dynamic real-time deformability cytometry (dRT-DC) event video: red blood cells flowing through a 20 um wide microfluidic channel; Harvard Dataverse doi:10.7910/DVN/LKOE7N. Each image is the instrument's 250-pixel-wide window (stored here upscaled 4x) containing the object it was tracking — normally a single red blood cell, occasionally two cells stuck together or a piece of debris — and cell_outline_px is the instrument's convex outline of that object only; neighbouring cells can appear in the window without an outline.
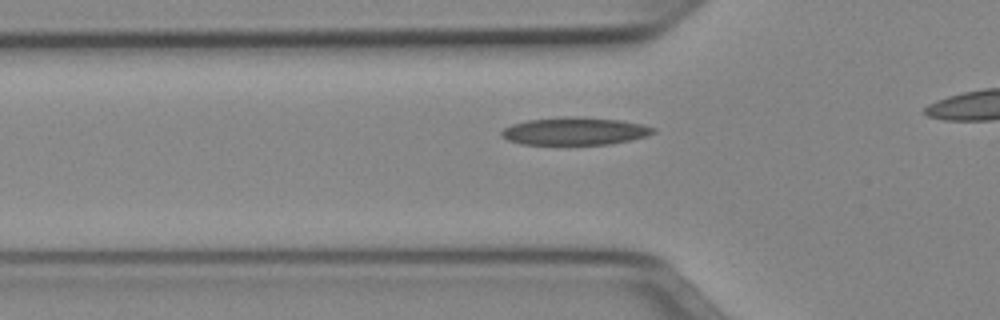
{"species": "Egyptian fruit bat (a non-hibernating species)", "species_latin": "Rousettus aegyptiacus", "temperature_condition": "cold", "stored_images_in_passage": 22, "camera_frame_rate_fps": 3000, "um_per_image_px": 0.085, "animal": {"sex": "female"}, "frame": {"image": 1, "passage_image": 4, "time_ms": 1.0, "image_size_px": [1000, 320], "cell_outline_px": [[656, 132], [648, 136], [612, 144], [520, 144], [508, 140], [500, 136], [500, 132], [504, 128], [512, 124], [528, 120], [564, 116], [580, 116], [620, 120], [644, 124], [656, 128]], "centroid_in_image_um": [48.89, 11.14], "position_along_channel_um": 76.9, "area_um2": 24.74}}
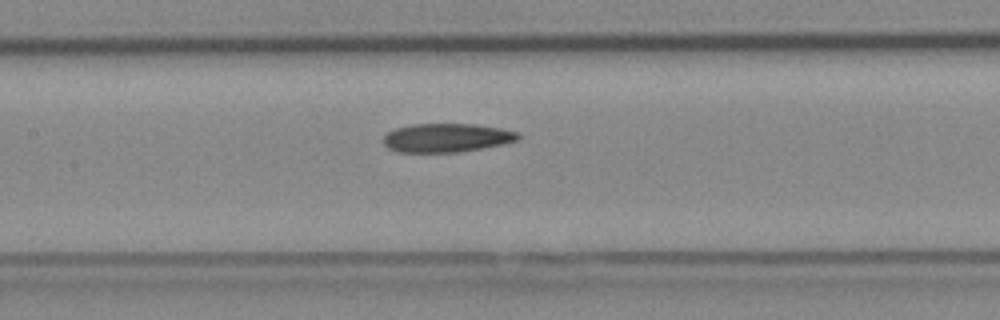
{"frame": {"image": 2, "passage_image": 11, "time_ms": 3.333, "image_size_px": [1000, 320], "cell_outline_px": [[520, 140], [504, 144], [460, 152], [396, 152], [388, 148], [384, 144], [384, 136], [388, 132], [396, 128], [412, 124], [476, 124], [500, 128], [516, 132], [520, 136]], "centroid_in_image_um": [37.97, 11.71], "position_along_channel_um": 169.4, "area_um2": 22.6}}
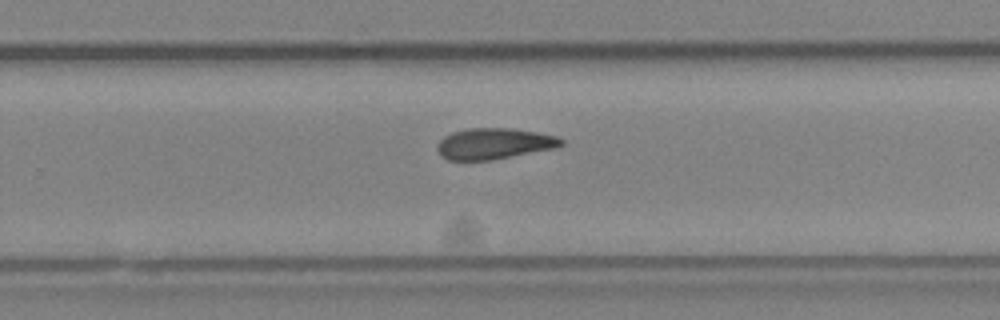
{"frame": {"image": 3, "passage_image": 20, "time_ms": 6.333, "image_size_px": [1000, 320], "cell_outline_px": [[564, 144], [556, 148], [492, 160], [448, 160], [440, 156], [436, 148], [436, 144], [444, 136], [452, 132], [468, 128], [508, 128], [536, 132], [556, 136], [564, 140]], "centroid_in_image_um": [41.97, 12.21], "position_along_channel_um": 287.8, "area_um2": 22.54}}